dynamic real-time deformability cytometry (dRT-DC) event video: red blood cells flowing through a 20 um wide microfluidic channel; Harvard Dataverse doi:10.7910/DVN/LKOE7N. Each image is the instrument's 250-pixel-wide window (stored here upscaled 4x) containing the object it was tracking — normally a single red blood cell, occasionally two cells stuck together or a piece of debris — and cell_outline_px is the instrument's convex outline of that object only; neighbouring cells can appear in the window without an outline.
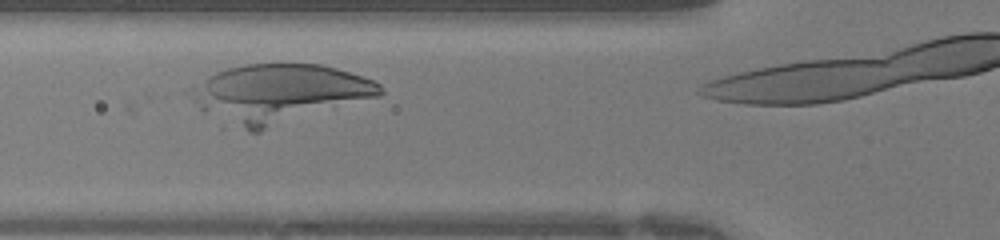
{"species": "human", "species_latin": "Homo sapiens", "temperature_condition": "warm", "stored_images_in_passage": 7, "camera_frame_rate_fps": 3000, "um_per_image_px": 0.085, "donor": {"sex": "female"}, "frame": {"image": 1, "passage_image": 4, "time_ms": 1.0, "image_size_px": [1000, 240], "cell_outline_px": [[384, 92], [380, 96], [260, 132], [248, 132], [204, 112], [184, 92], [192, 84], [216, 72], [228, 68], [244, 64], [320, 64], [336, 68], [372, 80], [380, 84]], "centroid_in_image_um": [23.66, 7.96], "position_along_channel_um": 102.1, "area_um2": 64.91}}
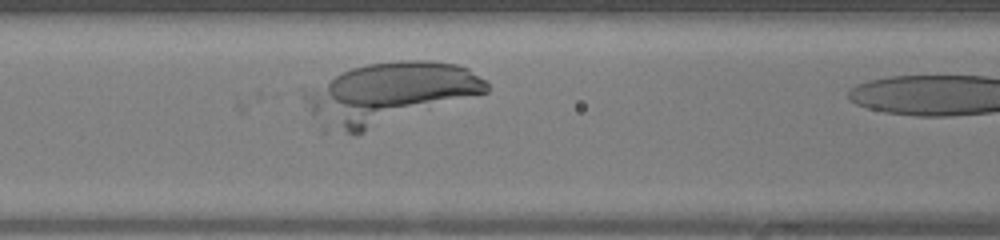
{"frame": {"image": 2, "passage_image": 6, "time_ms": 1.667, "image_size_px": [1000, 240], "cell_outline_px": [[488, 92], [356, 136], [340, 128], [312, 108], [304, 96], [304, 88], [340, 72], [352, 68], [368, 64], [400, 60], [432, 60], [456, 64], [468, 68], [488, 80]], "centroid_in_image_um": [33.27, 7.87], "position_along_channel_um": 133.3, "area_um2": 63.87}}